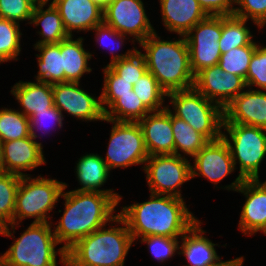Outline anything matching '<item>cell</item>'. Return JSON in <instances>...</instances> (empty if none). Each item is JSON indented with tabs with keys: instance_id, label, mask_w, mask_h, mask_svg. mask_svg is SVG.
Here are the masks:
<instances>
[{
	"instance_id": "6da1fadb",
	"label": "cell",
	"mask_w": 266,
	"mask_h": 266,
	"mask_svg": "<svg viewBox=\"0 0 266 266\" xmlns=\"http://www.w3.org/2000/svg\"><path fill=\"white\" fill-rule=\"evenodd\" d=\"M118 215L133 241L154 235L181 238L198 221L183 198L153 193L146 202L124 206Z\"/></svg>"
},
{
	"instance_id": "7a4b0ae2",
	"label": "cell",
	"mask_w": 266,
	"mask_h": 266,
	"mask_svg": "<svg viewBox=\"0 0 266 266\" xmlns=\"http://www.w3.org/2000/svg\"><path fill=\"white\" fill-rule=\"evenodd\" d=\"M65 208L54 235L62 248L67 251L81 238L113 222L117 215L115 207L121 201L119 194H104L90 191L62 192Z\"/></svg>"
},
{
	"instance_id": "3957f363",
	"label": "cell",
	"mask_w": 266,
	"mask_h": 266,
	"mask_svg": "<svg viewBox=\"0 0 266 266\" xmlns=\"http://www.w3.org/2000/svg\"><path fill=\"white\" fill-rule=\"evenodd\" d=\"M160 38L155 32L139 43L146 51L143 56L148 72L167 93L192 88L195 76L185 36L174 41Z\"/></svg>"
},
{
	"instance_id": "277c9868",
	"label": "cell",
	"mask_w": 266,
	"mask_h": 266,
	"mask_svg": "<svg viewBox=\"0 0 266 266\" xmlns=\"http://www.w3.org/2000/svg\"><path fill=\"white\" fill-rule=\"evenodd\" d=\"M111 225L81 238L66 251V266H124L125 257L133 244L126 222L117 214Z\"/></svg>"
},
{
	"instance_id": "5b68a950",
	"label": "cell",
	"mask_w": 266,
	"mask_h": 266,
	"mask_svg": "<svg viewBox=\"0 0 266 266\" xmlns=\"http://www.w3.org/2000/svg\"><path fill=\"white\" fill-rule=\"evenodd\" d=\"M51 224L32 222L0 256V266H57L58 254L61 257L60 263L66 266V251L62 247L55 251L59 243Z\"/></svg>"
},
{
	"instance_id": "8992f818",
	"label": "cell",
	"mask_w": 266,
	"mask_h": 266,
	"mask_svg": "<svg viewBox=\"0 0 266 266\" xmlns=\"http://www.w3.org/2000/svg\"><path fill=\"white\" fill-rule=\"evenodd\" d=\"M67 184L41 175L35 178L22 176L16 194L13 224L9 223L3 236L15 238V226L25 218H34L33 223L49 222L47 216L53 210ZM18 219V220H17ZM11 226V228H10ZM11 229L13 232L11 233Z\"/></svg>"
},
{
	"instance_id": "52a82bcc",
	"label": "cell",
	"mask_w": 266,
	"mask_h": 266,
	"mask_svg": "<svg viewBox=\"0 0 266 266\" xmlns=\"http://www.w3.org/2000/svg\"><path fill=\"white\" fill-rule=\"evenodd\" d=\"M222 138L227 143L234 165L239 163V175L227 190L236 191L243 180L259 179V168L266 156V129L235 123H223Z\"/></svg>"
},
{
	"instance_id": "ba28073f",
	"label": "cell",
	"mask_w": 266,
	"mask_h": 266,
	"mask_svg": "<svg viewBox=\"0 0 266 266\" xmlns=\"http://www.w3.org/2000/svg\"><path fill=\"white\" fill-rule=\"evenodd\" d=\"M173 107V114L183 119L208 141L222 137L223 109L207 99L194 87L167 93Z\"/></svg>"
},
{
	"instance_id": "9c48e42d",
	"label": "cell",
	"mask_w": 266,
	"mask_h": 266,
	"mask_svg": "<svg viewBox=\"0 0 266 266\" xmlns=\"http://www.w3.org/2000/svg\"><path fill=\"white\" fill-rule=\"evenodd\" d=\"M105 121L113 123L107 153L103 158L109 171L118 167L145 164L149 155L138 122Z\"/></svg>"
},
{
	"instance_id": "30bf717a",
	"label": "cell",
	"mask_w": 266,
	"mask_h": 266,
	"mask_svg": "<svg viewBox=\"0 0 266 266\" xmlns=\"http://www.w3.org/2000/svg\"><path fill=\"white\" fill-rule=\"evenodd\" d=\"M142 168L153 194L183 198L179 187L192 179L191 163L184 156L150 155Z\"/></svg>"
},
{
	"instance_id": "8fae6325",
	"label": "cell",
	"mask_w": 266,
	"mask_h": 266,
	"mask_svg": "<svg viewBox=\"0 0 266 266\" xmlns=\"http://www.w3.org/2000/svg\"><path fill=\"white\" fill-rule=\"evenodd\" d=\"M221 34L222 16H207L185 35L194 76L199 71L218 64L221 56L218 41Z\"/></svg>"
},
{
	"instance_id": "7c38bea8",
	"label": "cell",
	"mask_w": 266,
	"mask_h": 266,
	"mask_svg": "<svg viewBox=\"0 0 266 266\" xmlns=\"http://www.w3.org/2000/svg\"><path fill=\"white\" fill-rule=\"evenodd\" d=\"M103 22L138 43L155 33L142 0H112L103 8Z\"/></svg>"
},
{
	"instance_id": "4fadbf2b",
	"label": "cell",
	"mask_w": 266,
	"mask_h": 266,
	"mask_svg": "<svg viewBox=\"0 0 266 266\" xmlns=\"http://www.w3.org/2000/svg\"><path fill=\"white\" fill-rule=\"evenodd\" d=\"M54 106L61 113L66 111L79 120L105 121L100 96L96 99L79 82H61L52 84Z\"/></svg>"
},
{
	"instance_id": "5bb4252c",
	"label": "cell",
	"mask_w": 266,
	"mask_h": 266,
	"mask_svg": "<svg viewBox=\"0 0 266 266\" xmlns=\"http://www.w3.org/2000/svg\"><path fill=\"white\" fill-rule=\"evenodd\" d=\"M193 87L222 109L247 88L242 77L223 71L218 64L199 71Z\"/></svg>"
},
{
	"instance_id": "9a60e30c",
	"label": "cell",
	"mask_w": 266,
	"mask_h": 266,
	"mask_svg": "<svg viewBox=\"0 0 266 266\" xmlns=\"http://www.w3.org/2000/svg\"><path fill=\"white\" fill-rule=\"evenodd\" d=\"M193 158L192 178L204 176L215 185L236 169L230 149L222 137L209 141Z\"/></svg>"
},
{
	"instance_id": "2e32d148",
	"label": "cell",
	"mask_w": 266,
	"mask_h": 266,
	"mask_svg": "<svg viewBox=\"0 0 266 266\" xmlns=\"http://www.w3.org/2000/svg\"><path fill=\"white\" fill-rule=\"evenodd\" d=\"M236 192L245 195L246 201L242 207L239 229L243 235L256 234L266 229V181L259 179L243 180Z\"/></svg>"
},
{
	"instance_id": "e0dca14e",
	"label": "cell",
	"mask_w": 266,
	"mask_h": 266,
	"mask_svg": "<svg viewBox=\"0 0 266 266\" xmlns=\"http://www.w3.org/2000/svg\"><path fill=\"white\" fill-rule=\"evenodd\" d=\"M223 114V123L266 129V92L252 87L241 92L223 109Z\"/></svg>"
},
{
	"instance_id": "ac0fdd59",
	"label": "cell",
	"mask_w": 266,
	"mask_h": 266,
	"mask_svg": "<svg viewBox=\"0 0 266 266\" xmlns=\"http://www.w3.org/2000/svg\"><path fill=\"white\" fill-rule=\"evenodd\" d=\"M148 155H173L172 110L150 112L138 121Z\"/></svg>"
},
{
	"instance_id": "d6986e66",
	"label": "cell",
	"mask_w": 266,
	"mask_h": 266,
	"mask_svg": "<svg viewBox=\"0 0 266 266\" xmlns=\"http://www.w3.org/2000/svg\"><path fill=\"white\" fill-rule=\"evenodd\" d=\"M42 143L31 136L23 139L2 142L4 172L19 176H30L22 171L33 170L46 164Z\"/></svg>"
},
{
	"instance_id": "ffe728a7",
	"label": "cell",
	"mask_w": 266,
	"mask_h": 266,
	"mask_svg": "<svg viewBox=\"0 0 266 266\" xmlns=\"http://www.w3.org/2000/svg\"><path fill=\"white\" fill-rule=\"evenodd\" d=\"M69 36L72 31H90L103 22V8L93 0H53Z\"/></svg>"
},
{
	"instance_id": "44dd1931",
	"label": "cell",
	"mask_w": 266,
	"mask_h": 266,
	"mask_svg": "<svg viewBox=\"0 0 266 266\" xmlns=\"http://www.w3.org/2000/svg\"><path fill=\"white\" fill-rule=\"evenodd\" d=\"M165 28L185 36L208 15L197 0H159Z\"/></svg>"
},
{
	"instance_id": "7402d4cb",
	"label": "cell",
	"mask_w": 266,
	"mask_h": 266,
	"mask_svg": "<svg viewBox=\"0 0 266 266\" xmlns=\"http://www.w3.org/2000/svg\"><path fill=\"white\" fill-rule=\"evenodd\" d=\"M206 231L201 228V221H197L182 237L181 251L178 254L185 256L189 265L186 266H214L221 259L217 255L218 244L204 237Z\"/></svg>"
},
{
	"instance_id": "603a6c76",
	"label": "cell",
	"mask_w": 266,
	"mask_h": 266,
	"mask_svg": "<svg viewBox=\"0 0 266 266\" xmlns=\"http://www.w3.org/2000/svg\"><path fill=\"white\" fill-rule=\"evenodd\" d=\"M11 94L18 100L22 106L21 112L27 118L36 111L47 110L54 105L52 84L50 83L19 81L13 86Z\"/></svg>"
},
{
	"instance_id": "cb8c5ba5",
	"label": "cell",
	"mask_w": 266,
	"mask_h": 266,
	"mask_svg": "<svg viewBox=\"0 0 266 266\" xmlns=\"http://www.w3.org/2000/svg\"><path fill=\"white\" fill-rule=\"evenodd\" d=\"M109 173L107 164L99 154L89 153L83 155L76 164V176L82 187L75 190L118 194L114 193L113 189H100L108 180Z\"/></svg>"
},
{
	"instance_id": "d4e9b609",
	"label": "cell",
	"mask_w": 266,
	"mask_h": 266,
	"mask_svg": "<svg viewBox=\"0 0 266 266\" xmlns=\"http://www.w3.org/2000/svg\"><path fill=\"white\" fill-rule=\"evenodd\" d=\"M69 36L61 41L62 69H64V82H79L85 73L92 69L88 67V60L92 54L83 47V38L73 40Z\"/></svg>"
},
{
	"instance_id": "484cf974",
	"label": "cell",
	"mask_w": 266,
	"mask_h": 266,
	"mask_svg": "<svg viewBox=\"0 0 266 266\" xmlns=\"http://www.w3.org/2000/svg\"><path fill=\"white\" fill-rule=\"evenodd\" d=\"M49 4L46 10L43 7L47 4L35 6L31 20L28 22L29 24H34L36 27L41 25L42 28L38 31L42 39L38 40L34 45L58 44L69 37L59 11L52 3Z\"/></svg>"
},
{
	"instance_id": "4316f807",
	"label": "cell",
	"mask_w": 266,
	"mask_h": 266,
	"mask_svg": "<svg viewBox=\"0 0 266 266\" xmlns=\"http://www.w3.org/2000/svg\"><path fill=\"white\" fill-rule=\"evenodd\" d=\"M38 59L39 71L36 81L50 84L64 82V69H62L61 42L58 44L34 45Z\"/></svg>"
},
{
	"instance_id": "83f0119b",
	"label": "cell",
	"mask_w": 266,
	"mask_h": 266,
	"mask_svg": "<svg viewBox=\"0 0 266 266\" xmlns=\"http://www.w3.org/2000/svg\"><path fill=\"white\" fill-rule=\"evenodd\" d=\"M172 133L174 136V155L183 156L180 152L194 157L209 141L194 130L183 119L172 113Z\"/></svg>"
},
{
	"instance_id": "f1b7e54d",
	"label": "cell",
	"mask_w": 266,
	"mask_h": 266,
	"mask_svg": "<svg viewBox=\"0 0 266 266\" xmlns=\"http://www.w3.org/2000/svg\"><path fill=\"white\" fill-rule=\"evenodd\" d=\"M150 112L136 93L131 90L129 94L119 95V98L104 111V117L105 120L117 122H138Z\"/></svg>"
},
{
	"instance_id": "f546056e",
	"label": "cell",
	"mask_w": 266,
	"mask_h": 266,
	"mask_svg": "<svg viewBox=\"0 0 266 266\" xmlns=\"http://www.w3.org/2000/svg\"><path fill=\"white\" fill-rule=\"evenodd\" d=\"M246 23V19L234 15L222 16V34L218 41L221 54L233 48L249 45L253 41V35Z\"/></svg>"
},
{
	"instance_id": "4dcf8cb0",
	"label": "cell",
	"mask_w": 266,
	"mask_h": 266,
	"mask_svg": "<svg viewBox=\"0 0 266 266\" xmlns=\"http://www.w3.org/2000/svg\"><path fill=\"white\" fill-rule=\"evenodd\" d=\"M30 137V123L21 111L2 108L0 110V142Z\"/></svg>"
},
{
	"instance_id": "1f68e13d",
	"label": "cell",
	"mask_w": 266,
	"mask_h": 266,
	"mask_svg": "<svg viewBox=\"0 0 266 266\" xmlns=\"http://www.w3.org/2000/svg\"><path fill=\"white\" fill-rule=\"evenodd\" d=\"M133 91L151 112L161 111L167 107L163 106L167 92L148 71L134 83Z\"/></svg>"
},
{
	"instance_id": "d6a6232c",
	"label": "cell",
	"mask_w": 266,
	"mask_h": 266,
	"mask_svg": "<svg viewBox=\"0 0 266 266\" xmlns=\"http://www.w3.org/2000/svg\"><path fill=\"white\" fill-rule=\"evenodd\" d=\"M258 45L259 44L252 41L249 45L233 48L232 50L221 54L218 65L227 73L239 75L246 83L249 64Z\"/></svg>"
},
{
	"instance_id": "836d02e7",
	"label": "cell",
	"mask_w": 266,
	"mask_h": 266,
	"mask_svg": "<svg viewBox=\"0 0 266 266\" xmlns=\"http://www.w3.org/2000/svg\"><path fill=\"white\" fill-rule=\"evenodd\" d=\"M21 35L19 23L0 18V64L18 59Z\"/></svg>"
},
{
	"instance_id": "e575fe53",
	"label": "cell",
	"mask_w": 266,
	"mask_h": 266,
	"mask_svg": "<svg viewBox=\"0 0 266 266\" xmlns=\"http://www.w3.org/2000/svg\"><path fill=\"white\" fill-rule=\"evenodd\" d=\"M21 176L7 172L0 173V216L13 224L16 194Z\"/></svg>"
},
{
	"instance_id": "d590c367",
	"label": "cell",
	"mask_w": 266,
	"mask_h": 266,
	"mask_svg": "<svg viewBox=\"0 0 266 266\" xmlns=\"http://www.w3.org/2000/svg\"><path fill=\"white\" fill-rule=\"evenodd\" d=\"M103 73L104 85L100 99L102 109L105 111L117 98H119V95L129 94L130 91L133 90V85L130 82L122 79V77L117 75L107 65L103 68Z\"/></svg>"
},
{
	"instance_id": "8d00e7d4",
	"label": "cell",
	"mask_w": 266,
	"mask_h": 266,
	"mask_svg": "<svg viewBox=\"0 0 266 266\" xmlns=\"http://www.w3.org/2000/svg\"><path fill=\"white\" fill-rule=\"evenodd\" d=\"M108 66L132 85L148 71L143 53L137 49L129 57L115 61Z\"/></svg>"
},
{
	"instance_id": "74e56055",
	"label": "cell",
	"mask_w": 266,
	"mask_h": 266,
	"mask_svg": "<svg viewBox=\"0 0 266 266\" xmlns=\"http://www.w3.org/2000/svg\"><path fill=\"white\" fill-rule=\"evenodd\" d=\"M259 87L266 91V46H257L251 58L246 76V86Z\"/></svg>"
},
{
	"instance_id": "f35d334b",
	"label": "cell",
	"mask_w": 266,
	"mask_h": 266,
	"mask_svg": "<svg viewBox=\"0 0 266 266\" xmlns=\"http://www.w3.org/2000/svg\"><path fill=\"white\" fill-rule=\"evenodd\" d=\"M141 240V243L147 244L149 252L160 263L170 259L180 249L178 238L154 235L142 237Z\"/></svg>"
},
{
	"instance_id": "ab89813d",
	"label": "cell",
	"mask_w": 266,
	"mask_h": 266,
	"mask_svg": "<svg viewBox=\"0 0 266 266\" xmlns=\"http://www.w3.org/2000/svg\"><path fill=\"white\" fill-rule=\"evenodd\" d=\"M93 31H96L95 33H96V36H95V38H96V40H97V42H100L99 44H101V46H103V47H105V48H111V46H113V45H119V47H121L122 46V44H123V42L125 41V39H126V36L127 35H124V34H121V33H119V32H117L115 29H113L111 26H109V25H107V24H105L104 22H102L101 24H99V25H97V26H95L93 29H92ZM106 38V39H105ZM113 39L114 41L116 40H118L117 42H115V43H108L107 44V42L105 41V40H107V41H109V39ZM115 38V39H114ZM112 41V40H111ZM118 47V46H117ZM116 47V48H117ZM113 50H109V51H111V54H112V58H111V60H110V63L109 64H107V66L108 65H110V64H112L113 62H115V61H118V60H120V59H123V58H127V57H129L135 50H136V47L134 48V49H132V50H127V52L126 53H124V54H116V55H114V47L112 48ZM118 49V48H117Z\"/></svg>"
},
{
	"instance_id": "60d3db41",
	"label": "cell",
	"mask_w": 266,
	"mask_h": 266,
	"mask_svg": "<svg viewBox=\"0 0 266 266\" xmlns=\"http://www.w3.org/2000/svg\"><path fill=\"white\" fill-rule=\"evenodd\" d=\"M234 16L247 21L251 18L258 28L266 25V0H236Z\"/></svg>"
},
{
	"instance_id": "b9f144b4",
	"label": "cell",
	"mask_w": 266,
	"mask_h": 266,
	"mask_svg": "<svg viewBox=\"0 0 266 266\" xmlns=\"http://www.w3.org/2000/svg\"><path fill=\"white\" fill-rule=\"evenodd\" d=\"M35 5L29 0H0V18L19 23L31 20Z\"/></svg>"
},
{
	"instance_id": "7bdbcfd3",
	"label": "cell",
	"mask_w": 266,
	"mask_h": 266,
	"mask_svg": "<svg viewBox=\"0 0 266 266\" xmlns=\"http://www.w3.org/2000/svg\"><path fill=\"white\" fill-rule=\"evenodd\" d=\"M63 119H64L63 113H61V111L57 107H55L54 105L52 107L48 108L47 110L36 111L32 116L29 117L30 136L35 141H37L36 138H38L39 135H37V133L35 132L36 131L35 129L38 130L39 128H41V126L42 127L46 126L44 123H48L49 124L52 121H55V125L58 124L57 126L62 128ZM53 123L54 122H52L51 124H53ZM43 131L47 132L46 128Z\"/></svg>"
},
{
	"instance_id": "ee69618b",
	"label": "cell",
	"mask_w": 266,
	"mask_h": 266,
	"mask_svg": "<svg viewBox=\"0 0 266 266\" xmlns=\"http://www.w3.org/2000/svg\"><path fill=\"white\" fill-rule=\"evenodd\" d=\"M208 16H231L236 0H197Z\"/></svg>"
},
{
	"instance_id": "f6af8a7d",
	"label": "cell",
	"mask_w": 266,
	"mask_h": 266,
	"mask_svg": "<svg viewBox=\"0 0 266 266\" xmlns=\"http://www.w3.org/2000/svg\"><path fill=\"white\" fill-rule=\"evenodd\" d=\"M244 262V257H237L233 260L228 261H222L220 260L216 265L214 266H242Z\"/></svg>"
},
{
	"instance_id": "bcb514c9",
	"label": "cell",
	"mask_w": 266,
	"mask_h": 266,
	"mask_svg": "<svg viewBox=\"0 0 266 266\" xmlns=\"http://www.w3.org/2000/svg\"><path fill=\"white\" fill-rule=\"evenodd\" d=\"M8 224L0 216V235H3L7 229Z\"/></svg>"
},
{
	"instance_id": "7dc6e473",
	"label": "cell",
	"mask_w": 266,
	"mask_h": 266,
	"mask_svg": "<svg viewBox=\"0 0 266 266\" xmlns=\"http://www.w3.org/2000/svg\"><path fill=\"white\" fill-rule=\"evenodd\" d=\"M4 172V163H3V155H2V142H0V173Z\"/></svg>"
},
{
	"instance_id": "c3c4849f",
	"label": "cell",
	"mask_w": 266,
	"mask_h": 266,
	"mask_svg": "<svg viewBox=\"0 0 266 266\" xmlns=\"http://www.w3.org/2000/svg\"><path fill=\"white\" fill-rule=\"evenodd\" d=\"M31 3H33L35 6L47 4L50 0H29Z\"/></svg>"
},
{
	"instance_id": "681fc988",
	"label": "cell",
	"mask_w": 266,
	"mask_h": 266,
	"mask_svg": "<svg viewBox=\"0 0 266 266\" xmlns=\"http://www.w3.org/2000/svg\"><path fill=\"white\" fill-rule=\"evenodd\" d=\"M93 1L96 2L98 5H100L102 8H104L112 0H93Z\"/></svg>"
}]
</instances>
